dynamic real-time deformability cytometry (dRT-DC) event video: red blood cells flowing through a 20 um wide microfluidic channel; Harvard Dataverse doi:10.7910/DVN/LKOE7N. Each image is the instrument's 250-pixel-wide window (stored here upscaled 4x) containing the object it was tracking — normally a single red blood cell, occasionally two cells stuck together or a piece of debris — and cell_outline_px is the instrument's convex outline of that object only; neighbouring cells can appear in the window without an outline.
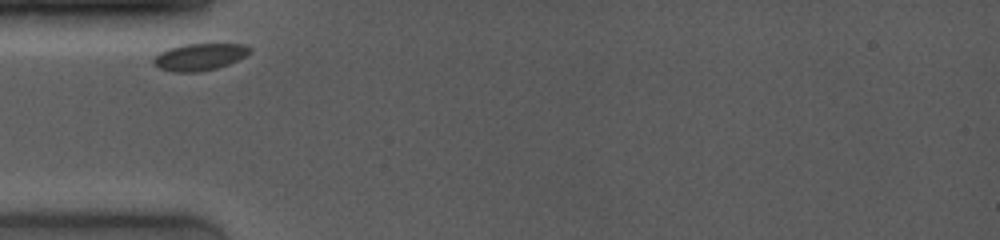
{"species": "common noctule bat (a hibernating species)", "species_latin": "Nyctalus noctula", "temperature_condition": "room temperature", "stored_images_in_passage": 2, "camera_frame_rate_fps": 4000, "um_per_image_px": 0.085, "animal": {"sex": "female", "body_mass_g": 19.0, "forearm_length_mm": 53.3}, "frame": {"image": 1, "passage_image": 1, "time_ms": 0.0, "image_size_px": [1000, 240], "cell_outline_px": [[252, 52], [228, 64], [216, 68], [200, 72], [172, 72], [160, 68], [152, 64], [152, 60], [160, 52], [168, 48], [184, 44], [244, 44], [252, 48]], "centroid_in_image_um": [16.95, 4.83], "position_along_channel_um": 68.1, "area_um2": 15.14}}